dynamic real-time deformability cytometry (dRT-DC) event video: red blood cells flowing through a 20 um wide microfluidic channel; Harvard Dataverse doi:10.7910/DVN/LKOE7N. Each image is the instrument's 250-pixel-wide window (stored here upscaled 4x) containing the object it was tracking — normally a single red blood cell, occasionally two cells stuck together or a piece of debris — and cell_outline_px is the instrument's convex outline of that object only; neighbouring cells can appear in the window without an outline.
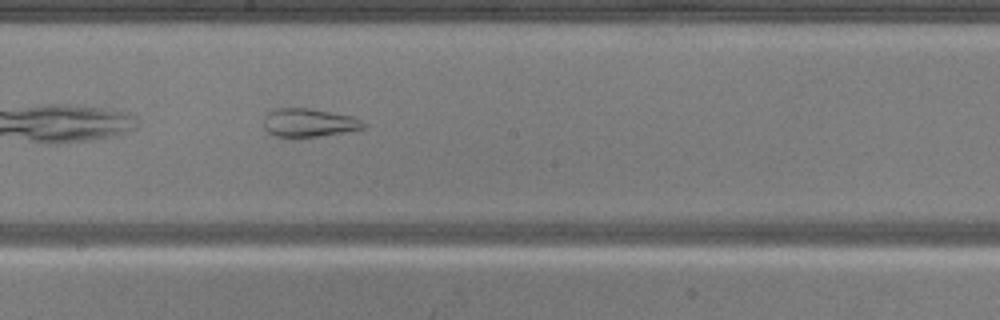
{"species": "common noctule bat (a hibernating species)", "species_latin": "Nyctalus noctula", "temperature_condition": "warm", "stored_images_in_passage": 23, "camera_frame_rate_fps": 3000, "um_per_image_px": 0.085, "animal": {"sex": "male", "body_mass_g": 20.5, "forearm_length_mm": 52.5}, "frame": {"image": 1, "passage_image": 13, "time_ms": 4.0, "image_size_px": [1000, 320], "cell_outline_px": [[368, 124], [364, 128], [344, 132], [296, 140], [276, 136], [268, 132], [264, 128], [264, 116], [272, 108], [308, 108], [352, 116]], "centroid_in_image_um": [26.2, 10.46], "position_along_channel_um": 222.0, "area_um2": 16.99}}